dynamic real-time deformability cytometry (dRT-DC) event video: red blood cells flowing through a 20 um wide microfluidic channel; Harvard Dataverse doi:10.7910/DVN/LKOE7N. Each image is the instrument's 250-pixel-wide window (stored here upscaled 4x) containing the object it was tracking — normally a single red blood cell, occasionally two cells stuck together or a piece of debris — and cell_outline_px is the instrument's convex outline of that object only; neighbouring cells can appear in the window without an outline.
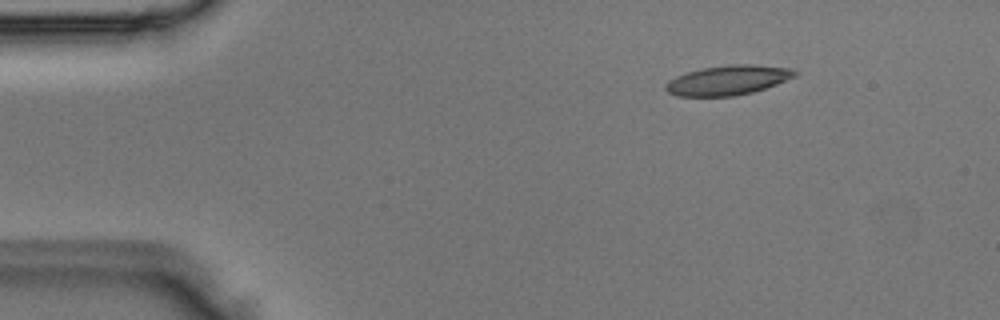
{"species": "Egyptian fruit bat (a non-hibernating species)", "species_latin": "Rousettus aegyptiacus", "temperature_condition": "room temperature", "stored_images_in_passage": 4, "camera_frame_rate_fps": 3000, "um_per_image_px": 0.085, "animal": {"sex": "male"}, "frame": {"image": 1, "passage_image": 2, "time_ms": 0.333, "image_size_px": [1000, 320], "cell_outline_px": [[796, 76], [776, 84], [752, 92], [732, 96], [676, 96], [668, 92], [664, 88], [664, 84], [668, 80], [676, 76], [700, 68], [728, 64], [752, 64], [792, 68], [796, 72]], "centroid_in_image_um": [61.83, 6.8], "position_along_channel_um": 23.2, "area_um2": 22.37}}